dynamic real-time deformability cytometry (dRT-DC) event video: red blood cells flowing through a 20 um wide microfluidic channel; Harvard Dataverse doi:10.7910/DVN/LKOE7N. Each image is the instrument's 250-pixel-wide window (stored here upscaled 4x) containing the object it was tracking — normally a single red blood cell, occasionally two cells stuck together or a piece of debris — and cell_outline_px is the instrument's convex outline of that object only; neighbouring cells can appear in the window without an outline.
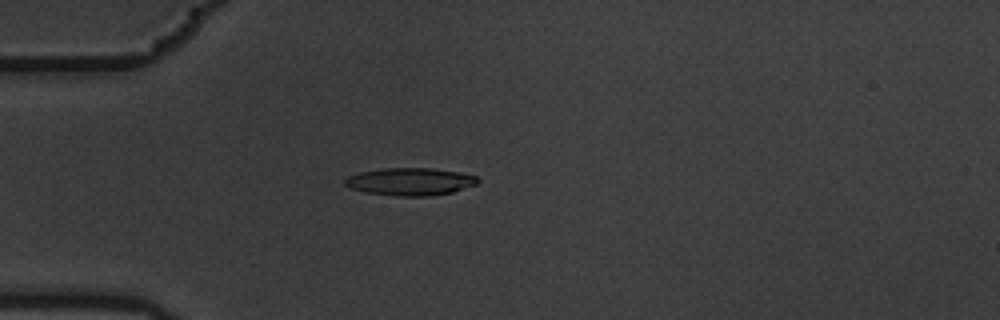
{"species": "common noctule bat (a hibernating species)", "species_latin": "Nyctalus noctula", "temperature_condition": "warm", "stored_images_in_passage": 4, "camera_frame_rate_fps": 3000, "um_per_image_px": 0.085, "animal": {"sex": "male", "body_mass_g": 19.5, "forearm_length_mm": 54.6}, "frame": {"image": 1, "passage_image": 4, "time_ms": 1.0, "image_size_px": [1000, 320], "cell_outline_px": [[480, 180], [476, 184], [452, 192], [432, 196], [396, 196], [364, 192], [352, 188], [344, 184], [344, 180], [348, 176], [360, 172], [384, 168], [432, 168], [460, 172], [476, 176]], "centroid_in_image_um": [34.87, 15.44], "position_along_channel_um": 50.1, "area_um2": 21.33}}